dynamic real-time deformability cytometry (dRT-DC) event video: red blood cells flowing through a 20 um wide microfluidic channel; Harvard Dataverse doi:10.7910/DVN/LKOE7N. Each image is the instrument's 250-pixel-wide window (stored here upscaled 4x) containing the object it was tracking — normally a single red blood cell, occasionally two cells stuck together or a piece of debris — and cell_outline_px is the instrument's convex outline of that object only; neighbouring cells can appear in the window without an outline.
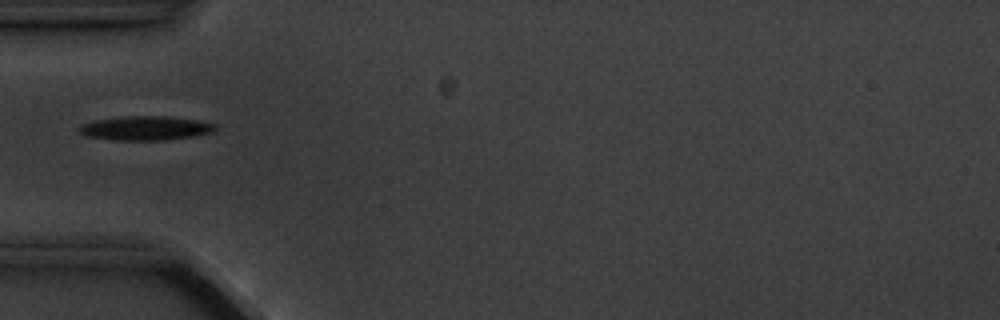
{"species": "common noctule bat (a hibernating species)", "species_latin": "Nyctalus noctula", "temperature_condition": "cold", "stored_images_in_passage": 3, "camera_frame_rate_fps": 3000, "um_per_image_px": 0.085, "animal": {"sex": "male", "body_mass_g": 20.1, "forearm_length_mm": 53.5}, "frame": {"image": 1, "passage_image": 3, "time_ms": 2.333, "image_size_px": [1000, 320], "cell_outline_px": [[216, 128], [212, 132], [192, 136], [164, 140], [116, 140], [88, 136], [80, 132], [76, 128], [80, 124], [96, 120], [124, 116], [168, 116], [196, 120], [216, 124]], "centroid_in_image_um": [12.34, 10.88], "position_along_channel_um": 72.7, "area_um2": 19.02}}